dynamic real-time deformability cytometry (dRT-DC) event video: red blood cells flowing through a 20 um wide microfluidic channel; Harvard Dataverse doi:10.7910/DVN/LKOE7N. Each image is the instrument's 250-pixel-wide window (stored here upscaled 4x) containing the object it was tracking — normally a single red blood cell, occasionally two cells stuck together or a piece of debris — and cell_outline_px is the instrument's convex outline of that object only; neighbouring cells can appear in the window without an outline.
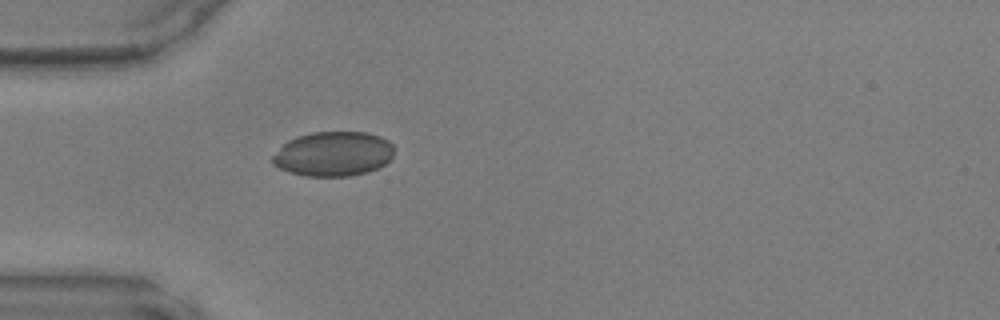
{"species": "common noctule bat (a hibernating species)", "species_latin": "Nyctalus noctula", "temperature_condition": "warm", "stored_images_in_passage": 28, "camera_frame_rate_fps": 3000, "um_per_image_px": 0.085, "animal": {"sex": "male", "body_mass_g": 17.9, "forearm_length_mm": 54.2}, "frame": {"image": 1, "passage_image": 1, "time_ms": 0.0, "image_size_px": [1000, 320], "cell_outline_px": [[392, 156], [384, 164], [368, 172], [352, 176], [304, 176], [288, 172], [272, 164], [272, 156], [288, 140], [296, 136], [312, 132], [364, 132], [380, 136], [388, 140], [392, 144]], "centroid_in_image_um": [28.31, 13.08], "position_along_channel_um": 56.7, "area_um2": 31.62}}
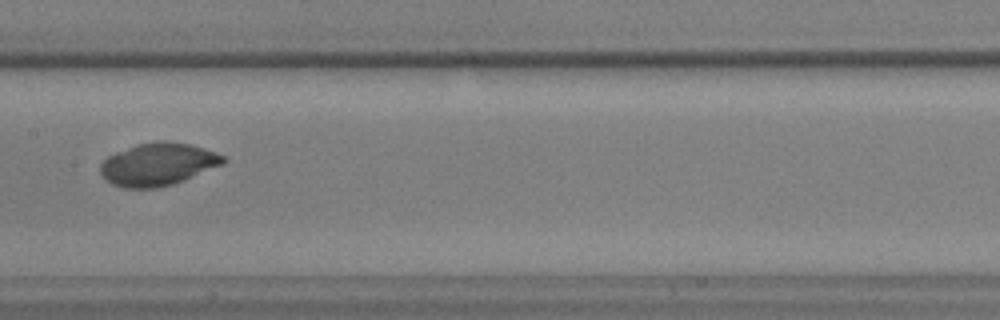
{"frame": {"image": 2, "passage_image": 11, "time_ms": 3.333, "image_size_px": [1000, 320], "cell_outline_px": [[228, 160], [224, 164], [184, 180], [160, 188], [124, 188], [112, 184], [100, 172], [100, 164], [108, 156], [116, 152], [136, 144], [164, 140], [188, 144], [204, 148], [216, 152], [224, 156]], "centroid_in_image_um": [13.45, 13.96], "position_along_channel_um": 194.0, "area_um2": 30.52}}
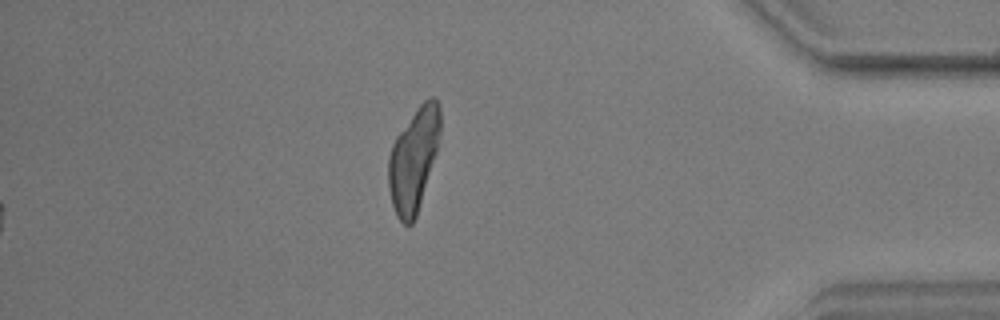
{"frame": {"image": 3, "passage_image": 28, "time_ms": 9.0, "image_size_px": [1000, 320], "cell_outline_px": [[440, 132], [436, 152], [416, 216], [412, 224], [404, 224], [396, 216], [392, 204], [388, 188], [388, 156], [392, 144], [396, 136], [416, 108], [428, 96], [432, 96], [440, 104]], "centroid_in_image_um": [35.14, 13.53], "position_along_channel_um": 400.1, "area_um2": 31.04}}